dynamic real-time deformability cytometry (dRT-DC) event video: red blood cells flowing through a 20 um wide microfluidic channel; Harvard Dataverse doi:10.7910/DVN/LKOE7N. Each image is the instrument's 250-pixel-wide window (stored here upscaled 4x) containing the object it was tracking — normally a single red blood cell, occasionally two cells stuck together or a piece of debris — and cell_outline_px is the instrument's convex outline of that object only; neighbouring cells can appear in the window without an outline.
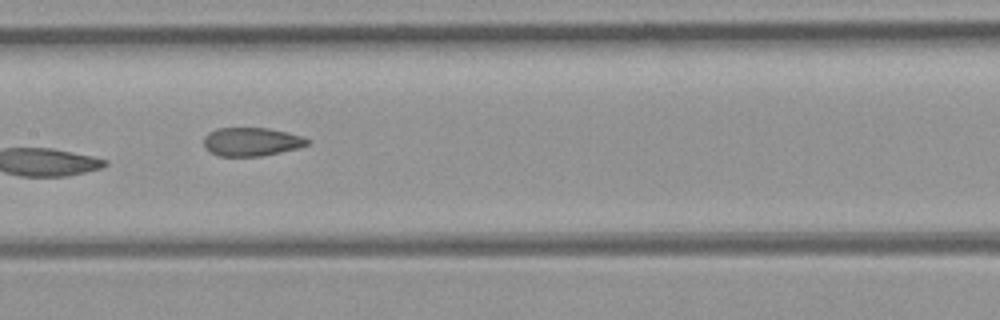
{"species": "common noctule bat (a hibernating species)", "species_latin": "Nyctalus noctula", "temperature_condition": "room temperature", "stored_images_in_passage": 24, "camera_frame_rate_fps": 3000, "um_per_image_px": 0.085, "animal": {"sex": "female", "body_mass_g": 21.9}, "frame": {"image": 1, "passage_image": 11, "time_ms": 3.333, "image_size_px": [1000, 320], "cell_outline_px": [[312, 140], [308, 144], [296, 148], [280, 152], [260, 156], [220, 156], [204, 148], [204, 136], [208, 132], [216, 128], [268, 128], [288, 132]], "centroid_in_image_um": [21.35, 12.04], "position_along_channel_um": 186.0, "area_um2": 17.17}}
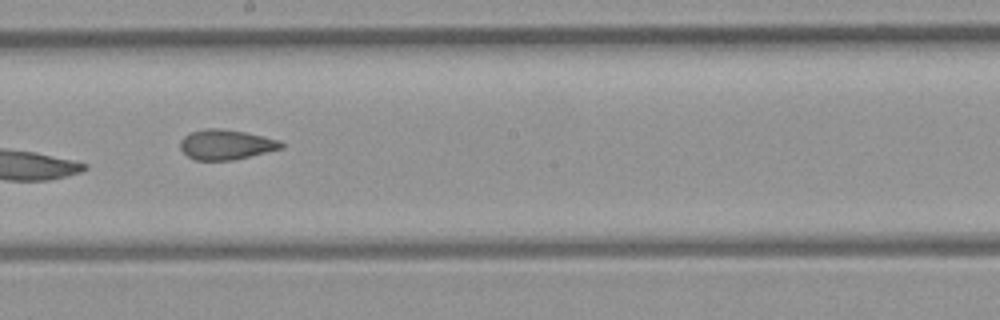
{"frame": {"image": 2, "passage_image": 14, "time_ms": 4.333, "image_size_px": [1000, 320], "cell_outline_px": [[284, 148], [232, 160], [196, 160], [188, 156], [180, 148], [180, 140], [184, 136], [192, 132], [204, 128], [216, 128], [244, 132], [280, 140], [284, 144]], "centroid_in_image_um": [19.21, 12.29], "position_along_channel_um": 229.0, "area_um2": 17.51}, "authors_computed_cell_mechanics": {"area_um2": 18.9006, "velocity_mm_per_s": 4.3089, "shape_relaxation_time_tau1_ms": null, "shape_relaxation_time_tau2_ms": 1.3254, "deformation_change_tau1": null, "deformation_change_tau2": 0.0504}}